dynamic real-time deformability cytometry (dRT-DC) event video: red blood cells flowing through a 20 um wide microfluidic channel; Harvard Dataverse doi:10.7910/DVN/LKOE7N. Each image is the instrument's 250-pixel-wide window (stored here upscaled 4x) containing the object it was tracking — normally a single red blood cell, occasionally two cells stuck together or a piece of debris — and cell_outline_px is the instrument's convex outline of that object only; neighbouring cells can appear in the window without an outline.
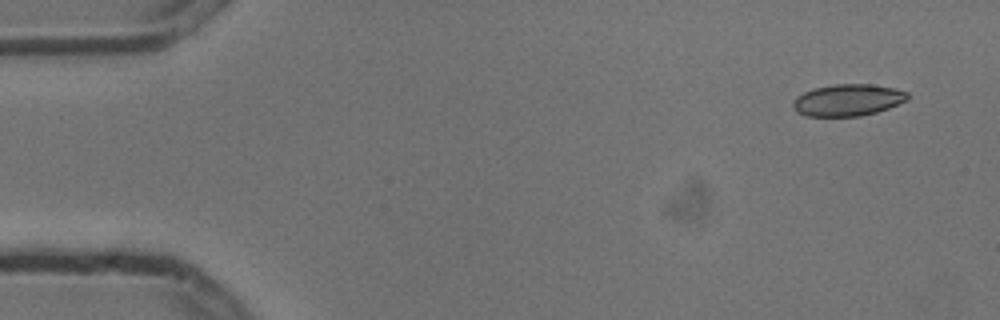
{"species": "common noctule bat (a hibernating species)", "species_latin": "Nyctalus noctula", "temperature_condition": "cold", "stored_images_in_passage": 4, "camera_frame_rate_fps": 3000, "um_per_image_px": 0.085, "animal": {"sex": "male", "body_mass_g": 13.3}, "frame": {"image": 1, "passage_image": 1, "time_ms": 0.0, "image_size_px": [1000, 320], "cell_outline_px": [[908, 100], [888, 108], [876, 112], [860, 116], [808, 116], [796, 112], [792, 108], [792, 100], [796, 96], [812, 88], [832, 84], [872, 84], [896, 88], [908, 92]], "centroid_in_image_um": [72.04, 8.49], "position_along_channel_um": 13.0, "area_um2": 21.5}}